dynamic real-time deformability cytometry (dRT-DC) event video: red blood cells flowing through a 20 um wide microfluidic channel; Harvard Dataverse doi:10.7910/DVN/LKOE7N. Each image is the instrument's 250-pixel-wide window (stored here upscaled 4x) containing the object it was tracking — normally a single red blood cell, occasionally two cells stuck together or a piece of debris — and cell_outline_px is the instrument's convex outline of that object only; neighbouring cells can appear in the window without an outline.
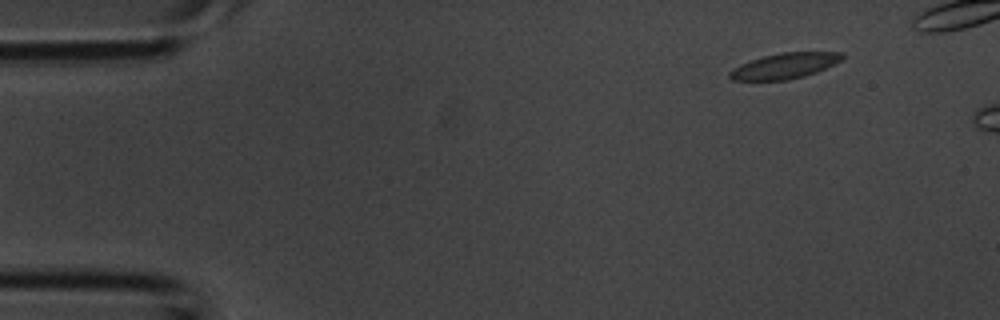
{"species": "common noctule bat (a hibernating species)", "species_latin": "Nyctalus noctula", "temperature_condition": "room temperature", "stored_images_in_passage": 5, "camera_frame_rate_fps": 3000, "um_per_image_px": 0.085, "animal": {"sex": "male", "body_mass_g": 20.1, "forearm_length_mm": 53.5}, "frame": {"image": 1, "passage_image": 1, "time_ms": 0.0, "image_size_px": [1000, 320], "cell_outline_px": [[844, 56], [840, 60], [816, 72], [804, 76], [788, 80], [732, 80], [728, 76], [728, 72], [732, 68], [740, 64], [764, 56], [784, 52], [844, 52]], "centroid_in_image_um": [66.66, 5.6], "position_along_channel_um": 18.3, "area_um2": 16.59}}